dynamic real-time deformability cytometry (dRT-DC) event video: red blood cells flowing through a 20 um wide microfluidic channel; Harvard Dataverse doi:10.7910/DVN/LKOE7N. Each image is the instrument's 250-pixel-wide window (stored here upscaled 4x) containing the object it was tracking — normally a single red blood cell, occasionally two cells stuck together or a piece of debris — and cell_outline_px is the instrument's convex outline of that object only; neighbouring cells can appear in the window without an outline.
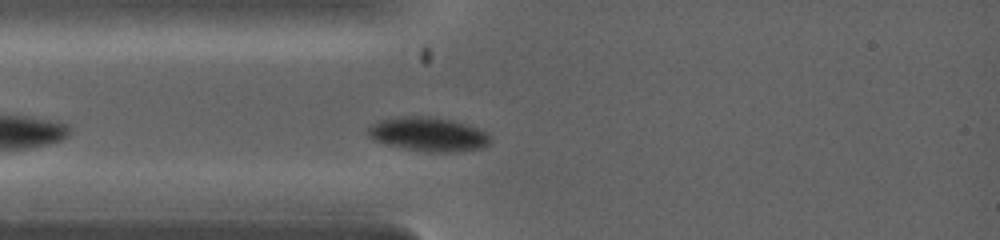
{"species": "common noctule bat (a hibernating species)", "species_latin": "Nyctalus noctula", "temperature_condition": "warm", "stored_images_in_passage": 14, "camera_frame_rate_fps": 5000, "um_per_image_px": 0.085, "animal": {"sex": "female", "body_mass_g": 19.0, "forearm_length_mm": 53.3}, "frame": {"image": 1, "passage_image": 2, "time_ms": 0.2, "image_size_px": [1000, 240], "cell_outline_px": [[492, 140], [488, 144], [480, 148], [444, 152], [432, 152], [404, 148], [372, 140], [368, 136], [368, 128], [372, 124], [380, 120], [404, 116], [428, 116], [452, 120], [476, 128], [484, 132]], "centroid_in_image_um": [36.36, 11.4], "position_along_channel_um": 48.6, "area_um2": 23.76}}
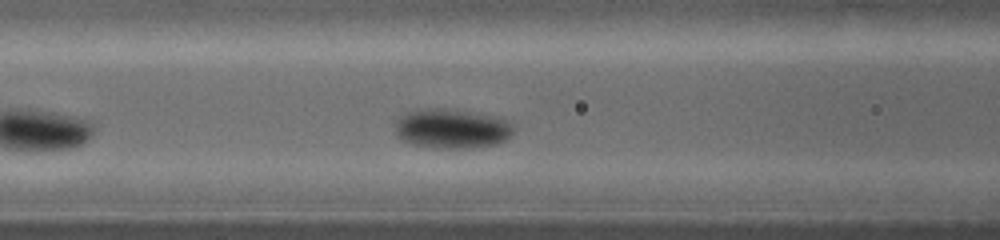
{"frame": {"image": 2, "passage_image": 8, "time_ms": 1.6, "image_size_px": [1000, 240], "cell_outline_px": [[516, 128], [504, 140], [496, 144], [472, 148], [432, 148], [408, 144], [400, 140], [396, 136], [396, 120], [408, 112], [424, 108], [444, 108], [492, 116], [508, 120]], "centroid_in_image_um": [38.36, 10.95], "position_along_channel_um": 128.2, "area_um2": 27.4}}
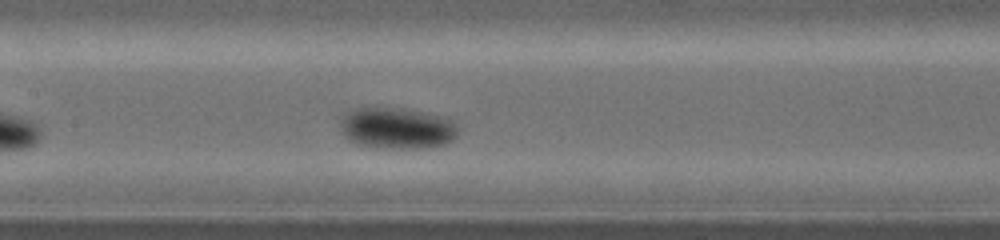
{"frame": {"image": 3, "passage_image": 11, "time_ms": 2.4, "image_size_px": [1000, 240], "cell_outline_px": [[456, 136], [452, 140], [444, 144], [420, 148], [380, 148], [360, 144], [348, 140], [344, 136], [340, 124], [340, 120], [344, 116], [360, 108], [404, 108], [452, 120], [456, 128]], "centroid_in_image_um": [33.72, 10.91], "position_along_channel_um": 173.7, "area_um2": 27.63}}